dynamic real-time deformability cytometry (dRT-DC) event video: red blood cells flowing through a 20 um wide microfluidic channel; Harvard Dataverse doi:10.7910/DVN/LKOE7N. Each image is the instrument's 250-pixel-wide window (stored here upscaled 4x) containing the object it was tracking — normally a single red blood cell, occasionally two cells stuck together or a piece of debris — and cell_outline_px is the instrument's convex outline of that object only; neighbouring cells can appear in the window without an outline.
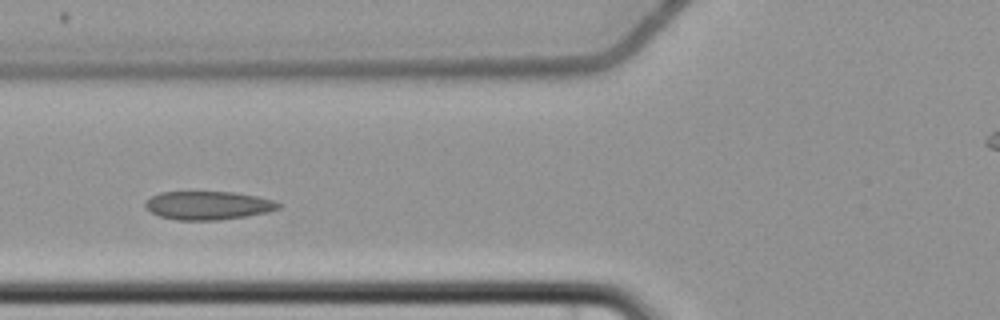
{"species": "common noctule bat (a hibernating species)", "species_latin": "Nyctalus noctula", "temperature_condition": "cold", "stored_images_in_passage": 5, "camera_frame_rate_fps": 3000, "um_per_image_px": 0.085, "animal": {"sex": "female", "body_mass_g": 22.7, "forearm_length_mm": 54.2}, "frame": {"image": 1, "passage_image": 4, "time_ms": 3.667, "image_size_px": [1000, 320], "cell_outline_px": [[284, 204], [280, 208], [268, 212], [244, 216], [216, 220], [176, 220], [160, 216], [152, 212], [144, 204], [152, 196], [160, 192], [232, 192], [256, 196], [272, 200]], "centroid_in_image_um": [17.72, 17.46], "position_along_channel_um": 108.1, "area_um2": 21.85}}
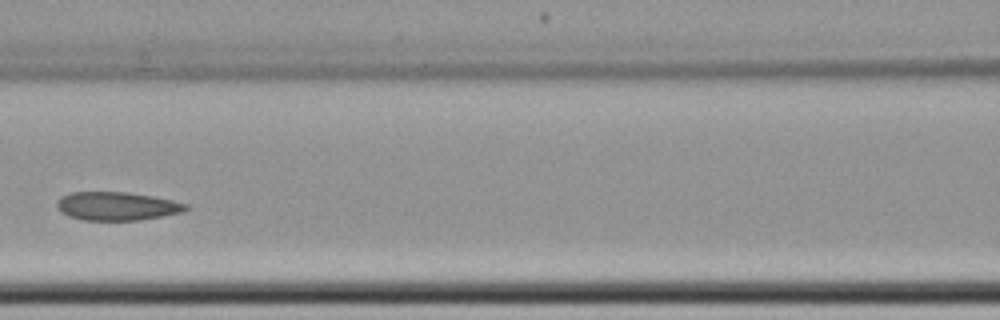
{"frame": {"image": 2, "passage_image": 5, "time_ms": 5.0, "image_size_px": [1000, 320], "cell_outline_px": [[188, 208], [184, 212], [140, 220], [84, 220], [68, 216], [60, 212], [56, 204], [64, 196], [72, 192], [128, 192], [152, 196], [172, 200], [188, 204]], "centroid_in_image_um": [9.97, 17.52], "position_along_channel_um": 156.6, "area_um2": 21.27}}